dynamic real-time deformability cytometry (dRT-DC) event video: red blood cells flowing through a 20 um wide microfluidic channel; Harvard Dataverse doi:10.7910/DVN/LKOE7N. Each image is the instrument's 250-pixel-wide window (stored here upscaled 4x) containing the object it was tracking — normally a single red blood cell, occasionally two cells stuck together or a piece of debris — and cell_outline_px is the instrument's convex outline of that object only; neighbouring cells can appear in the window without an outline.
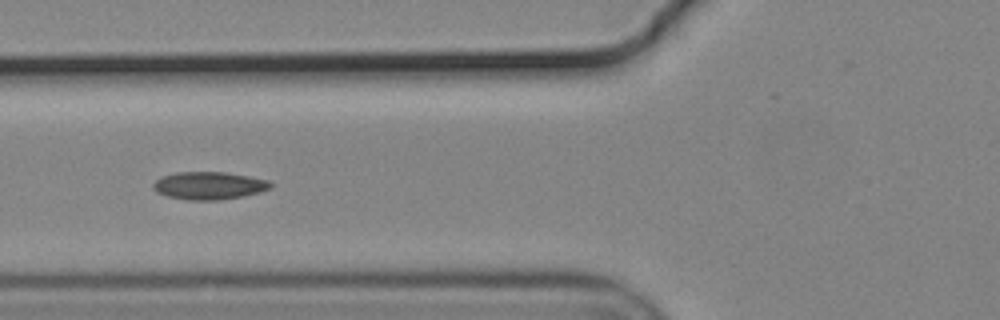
{"species": "common noctule bat (a hibernating species)", "species_latin": "Nyctalus noctula", "temperature_condition": "cold", "stored_images_in_passage": 9, "camera_frame_rate_fps": 3000, "um_per_image_px": 0.085, "animal": {"sex": "male", "body_mass_g": 19.2, "forearm_length_mm": 51.8}, "frame": {"image": 1, "passage_image": 6, "time_ms": 1.667, "image_size_px": [1000, 320], "cell_outline_px": [[272, 188], [260, 192], [244, 196], [220, 200], [188, 200], [168, 196], [156, 192], [152, 188], [152, 184], [160, 176], [176, 172], [224, 172], [248, 176], [268, 180], [272, 184]], "centroid_in_image_um": [17.75, 15.78], "position_along_channel_um": 108.0, "area_um2": 19.07}}